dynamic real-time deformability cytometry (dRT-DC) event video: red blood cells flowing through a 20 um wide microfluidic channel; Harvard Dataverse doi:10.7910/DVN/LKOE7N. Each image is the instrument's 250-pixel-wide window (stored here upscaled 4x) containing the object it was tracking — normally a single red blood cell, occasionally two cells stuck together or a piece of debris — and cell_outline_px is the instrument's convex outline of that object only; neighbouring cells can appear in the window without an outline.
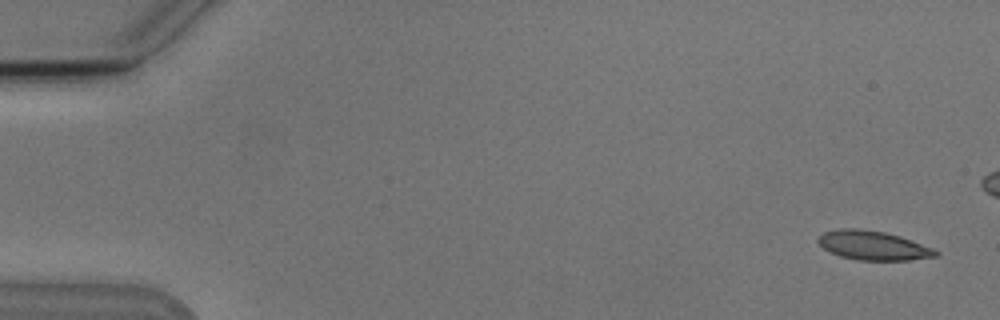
{"species": "Egyptian fruit bat (a non-hibernating species)", "species_latin": "Rousettus aegyptiacus", "temperature_condition": "cold", "stored_images_in_passage": 5, "camera_frame_rate_fps": 3000, "um_per_image_px": 0.085, "animal": {"sex": "male"}, "frame": {"image": 1, "passage_image": 1, "time_ms": 0.0, "image_size_px": [1000, 320], "cell_outline_px": [[940, 252], [936, 256], [908, 260], [856, 260], [840, 256], [828, 252], [816, 240], [824, 232], [840, 228], [860, 228], [884, 232], [900, 236], [932, 248]], "centroid_in_image_um": [74.18, 20.86], "position_along_channel_um": 10.8, "area_um2": 19.88}}